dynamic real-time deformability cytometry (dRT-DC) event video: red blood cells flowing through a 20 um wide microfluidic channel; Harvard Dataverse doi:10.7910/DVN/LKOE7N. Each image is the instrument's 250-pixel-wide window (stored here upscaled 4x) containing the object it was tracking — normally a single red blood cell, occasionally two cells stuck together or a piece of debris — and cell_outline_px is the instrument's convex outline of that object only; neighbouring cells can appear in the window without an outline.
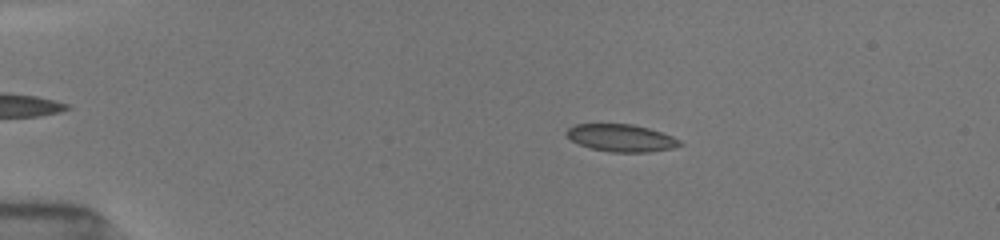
{"species": "common noctule bat (a hibernating species)", "species_latin": "Nyctalus noctula", "temperature_condition": "room temperature", "stored_images_in_passage": 47, "camera_frame_rate_fps": 3000, "um_per_image_px": 0.085, "animal": {"sex": "female", "body_mass_g": 19.5, "forearm_length_mm": 54.1}, "frame": {"image": 1, "passage_image": 11, "time_ms": 3.0, "image_size_px": [1000, 240], "cell_outline_px": [[684, 144], [672, 148], [648, 152], [612, 152], [592, 148], [580, 144], [572, 140], [564, 132], [568, 128], [576, 124], [632, 124], [648, 128], [672, 136], [680, 140]], "centroid_in_image_um": [52.81, 11.72], "position_along_channel_um": 32.2, "area_um2": 17.86}}
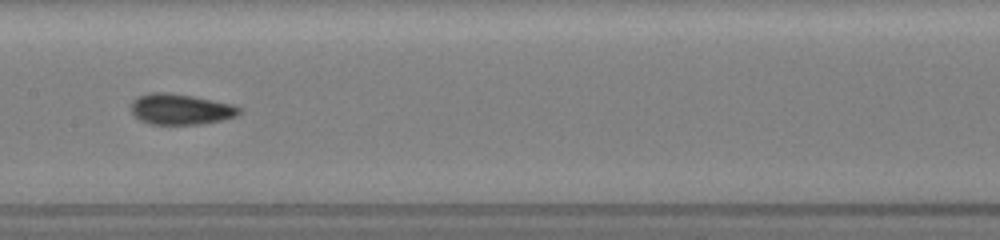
{"frame": {"image": 2, "passage_image": 28, "time_ms": 8.667, "image_size_px": [1000, 240], "cell_outline_px": [[240, 112], [236, 116], [220, 120], [200, 124], [152, 124], [140, 120], [132, 112], [132, 100], [136, 96], [148, 92], [168, 92], [192, 96], [232, 104], [240, 108]], "centroid_in_image_um": [15.31, 9.27], "position_along_channel_um": 192.1, "area_um2": 19.25}}
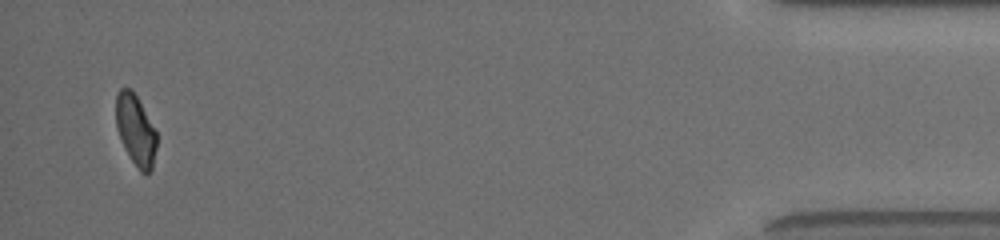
{"frame": {"image": 3, "passage_image": 47, "time_ms": 16.333, "image_size_px": [1000, 240], "cell_outline_px": [[156, 148], [152, 168], [148, 172], [140, 172], [136, 168], [124, 148], [116, 128], [116, 96], [120, 88], [132, 88], [156, 132]], "centroid_in_image_um": [11.5, 11.06], "position_along_channel_um": 423.7, "area_um2": 16.65}, "authors_computed_cell_mechanics": {"area_um2": 18.496, "velocity_mm_per_s": 3.9625, "shape_relaxation_time_tau1_ms": 6.1519, "shape_relaxation_time_tau2_ms": 1.3549, "deformation_change_tau1": 0.1243, "deformation_change_tau2": 0.0452}}